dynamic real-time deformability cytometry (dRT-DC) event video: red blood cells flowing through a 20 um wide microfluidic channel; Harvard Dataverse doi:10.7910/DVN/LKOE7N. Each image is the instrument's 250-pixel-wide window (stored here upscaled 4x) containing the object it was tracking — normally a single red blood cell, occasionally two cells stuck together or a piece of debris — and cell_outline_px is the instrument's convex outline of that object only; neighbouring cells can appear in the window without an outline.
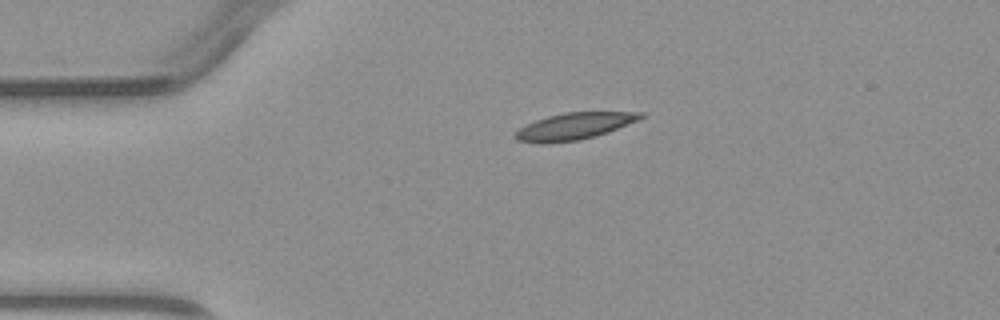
{"species": "common noctule bat (a hibernating species)", "species_latin": "Nyctalus noctula", "temperature_condition": "warm", "stored_images_in_passage": 4, "camera_frame_rate_fps": 3000, "um_per_image_px": 0.085, "animal": {"sex": "male", "body_mass_g": 23.1, "forearm_length_mm": 52.7}, "frame": {"image": 1, "passage_image": 4, "time_ms": 5.0, "image_size_px": [1000, 320], "cell_outline_px": [[648, 116], [640, 120], [608, 132], [596, 136], [580, 140], [544, 144], [540, 144], [516, 140], [512, 136], [520, 128], [536, 120], [548, 116], [564, 112], [644, 112]], "centroid_in_image_um": [48.85, 10.73], "position_along_channel_um": 36.2, "area_um2": 19.83}}